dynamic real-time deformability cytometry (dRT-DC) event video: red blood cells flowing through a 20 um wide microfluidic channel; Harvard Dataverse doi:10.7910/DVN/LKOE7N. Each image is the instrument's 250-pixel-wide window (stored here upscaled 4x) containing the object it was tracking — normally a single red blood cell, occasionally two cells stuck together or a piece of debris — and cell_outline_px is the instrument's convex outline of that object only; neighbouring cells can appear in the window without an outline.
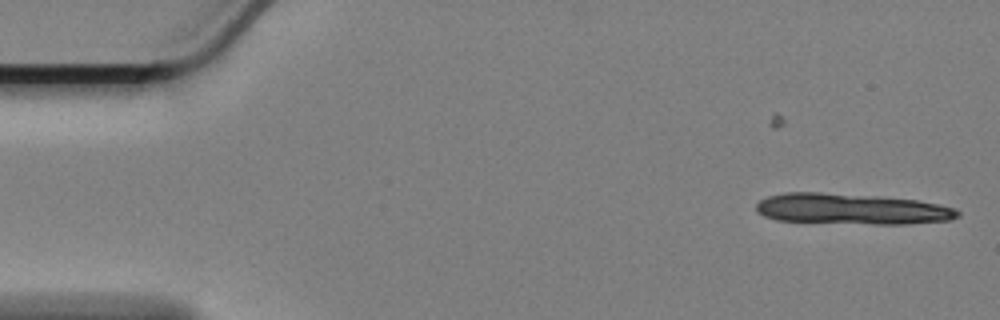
{"species": "Egyptian fruit bat (a non-hibernating species)", "species_latin": "Rousettus aegyptiacus", "temperature_condition": "cold", "stored_images_in_passage": 11, "camera_frame_rate_fps": 3000, "um_per_image_px": 0.085, "animal": {"sex": "female"}, "frame": {"image": 1, "passage_image": 1, "time_ms": 0.0, "image_size_px": [1000, 320], "cell_outline_px": [[960, 216], [948, 220], [904, 224], [876, 224], [776, 220], [764, 216], [756, 208], [756, 204], [760, 200], [768, 196], [784, 192], [820, 192], [880, 196], [920, 200], [940, 204], [956, 208], [960, 212]], "centroid_in_image_um": [72.43, 17.75], "position_along_channel_um": 12.6, "area_um2": 36.3}}